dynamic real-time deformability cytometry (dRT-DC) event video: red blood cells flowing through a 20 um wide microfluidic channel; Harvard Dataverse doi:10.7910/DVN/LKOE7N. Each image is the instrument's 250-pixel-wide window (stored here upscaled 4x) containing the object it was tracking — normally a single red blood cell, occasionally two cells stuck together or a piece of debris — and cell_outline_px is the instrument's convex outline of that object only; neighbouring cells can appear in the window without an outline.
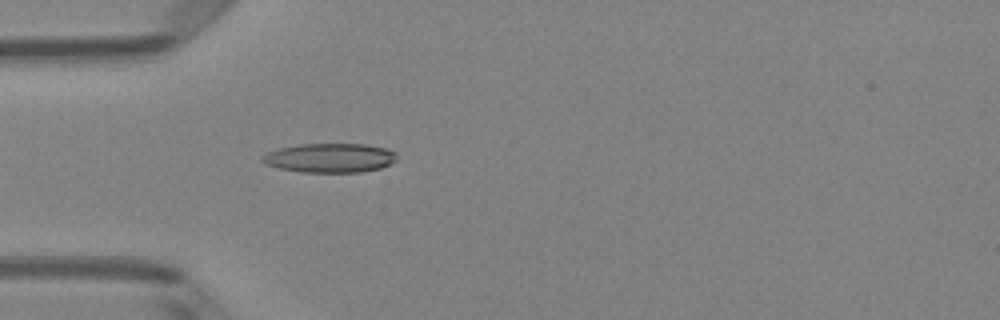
{"species": "Egyptian fruit bat (a non-hibernating species)", "species_latin": "Rousettus aegyptiacus", "temperature_condition": "room temperature", "stored_images_in_passage": 50, "camera_frame_rate_fps": 3000, "um_per_image_px": 0.085, "animal": {"sex": "female"}, "frame": {"image": 1, "passage_image": 15, "time_ms": 4.667, "image_size_px": [1000, 320], "cell_outline_px": [[396, 160], [380, 168], [360, 172], [300, 172], [280, 168], [264, 164], [260, 160], [260, 156], [268, 152], [280, 148], [300, 144], [364, 144], [384, 148], [396, 152]], "centroid_in_image_um": [28.0, 13.42], "position_along_channel_um": 57.0, "area_um2": 22.83}}
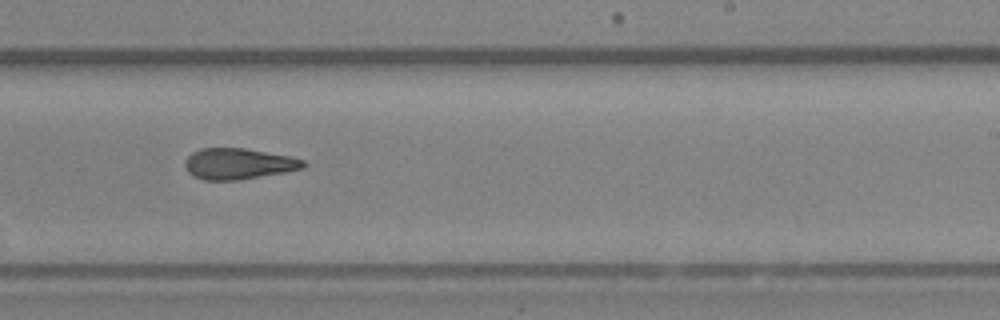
{"frame": {"image": 2, "passage_image": 31, "time_ms": 10.0, "image_size_px": [1000, 320], "cell_outline_px": [[308, 164], [304, 168], [284, 172], [240, 180], [204, 180], [192, 176], [184, 168], [184, 160], [192, 152], [200, 148], [244, 148], [292, 156], [304, 160]], "centroid_in_image_um": [20.26, 13.92], "position_along_channel_um": 268.7, "area_um2": 21.68}}
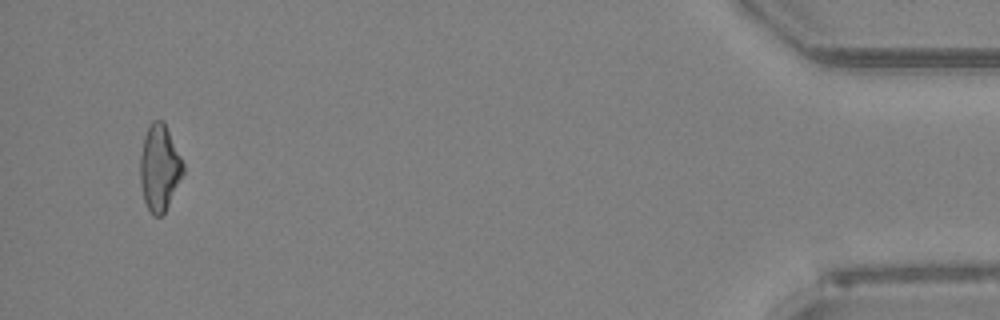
{"frame": {"image": 3, "passage_image": 48, "time_ms": 15.667, "image_size_px": [1000, 320], "cell_outline_px": [[184, 172], [164, 212], [160, 216], [152, 216], [144, 200], [140, 184], [140, 156], [144, 136], [152, 120], [164, 120], [184, 164]], "centroid_in_image_um": [13.55, 14.24], "position_along_channel_um": 421.7, "area_um2": 21.44}, "authors_computed_cell_mechanics": {"area_um2": 21.7906, "velocity_mm_per_s": 4.0637, "shape_relaxation_time_tau1_ms": null, "shape_relaxation_time_tau2_ms": 5.5609, "deformation_change_tau1": null, "deformation_change_tau2": 0.1792}}